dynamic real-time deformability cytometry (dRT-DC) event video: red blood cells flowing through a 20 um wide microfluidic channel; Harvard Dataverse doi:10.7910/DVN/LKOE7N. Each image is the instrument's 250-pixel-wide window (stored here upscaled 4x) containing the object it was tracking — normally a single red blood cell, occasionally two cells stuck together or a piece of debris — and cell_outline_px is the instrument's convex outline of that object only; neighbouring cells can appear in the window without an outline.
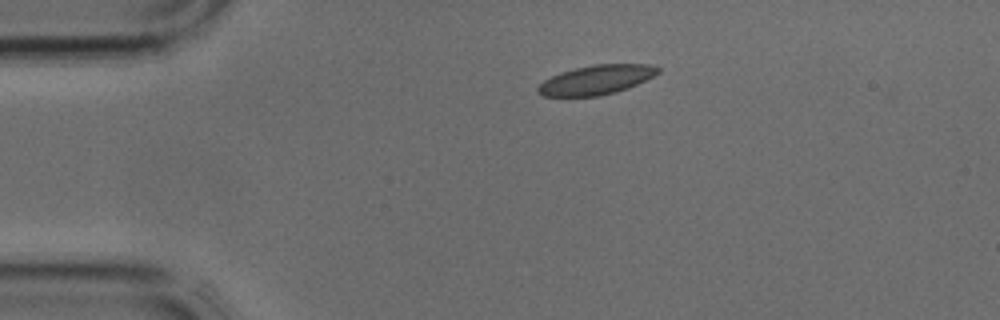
{"species": "common noctule bat (a hibernating species)", "species_latin": "Nyctalus noctula", "temperature_condition": "cold", "stored_images_in_passage": 3, "camera_frame_rate_fps": 3000, "um_per_image_px": 0.085, "animal": {"sex": "male", "body_mass_g": 17.9, "forearm_length_mm": 54.2}, "frame": {"image": 1, "passage_image": 1, "time_ms": 0.0, "image_size_px": [1000, 320], "cell_outline_px": [[660, 72], [628, 88], [616, 92], [600, 96], [544, 96], [536, 92], [536, 88], [544, 80], [560, 72], [576, 68], [596, 64], [648, 64], [660, 68]], "centroid_in_image_um": [50.66, 6.79], "position_along_channel_um": 34.3, "area_um2": 20.4}}